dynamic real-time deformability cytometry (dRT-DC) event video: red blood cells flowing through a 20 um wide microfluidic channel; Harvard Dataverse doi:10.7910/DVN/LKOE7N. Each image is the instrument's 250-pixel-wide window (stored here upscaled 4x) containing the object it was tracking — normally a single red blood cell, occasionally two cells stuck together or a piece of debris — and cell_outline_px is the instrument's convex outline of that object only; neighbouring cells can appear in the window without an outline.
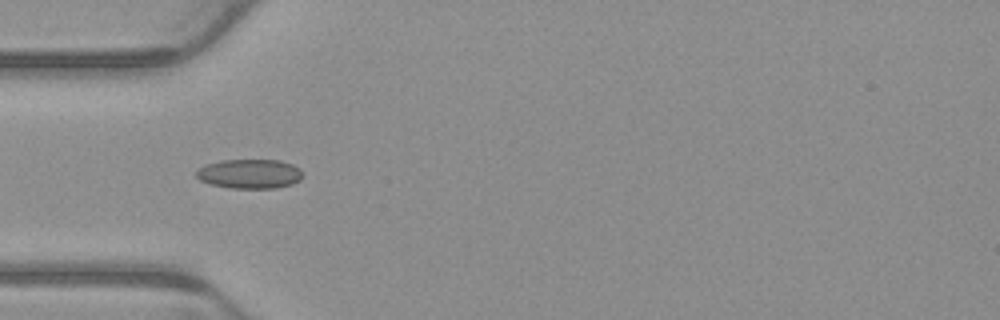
{"species": "common noctule bat (a hibernating species)", "species_latin": "Nyctalus noctula", "temperature_condition": "warm", "stored_images_in_passage": 7, "camera_frame_rate_fps": 3000, "um_per_image_px": 0.085, "animal": {"sex": "male", "body_mass_g": 23.1, "forearm_length_mm": 52.7}, "frame": {"image": 1, "passage_image": 5, "time_ms": 1.333, "image_size_px": [1000, 320], "cell_outline_px": [[304, 176], [300, 180], [292, 184], [276, 188], [232, 188], [212, 184], [200, 180], [196, 176], [196, 172], [204, 164], [220, 160], [280, 160], [292, 164], [300, 168], [304, 172]], "centroid_in_image_um": [21.26, 14.77], "position_along_channel_um": 63.7, "area_um2": 18.38}}
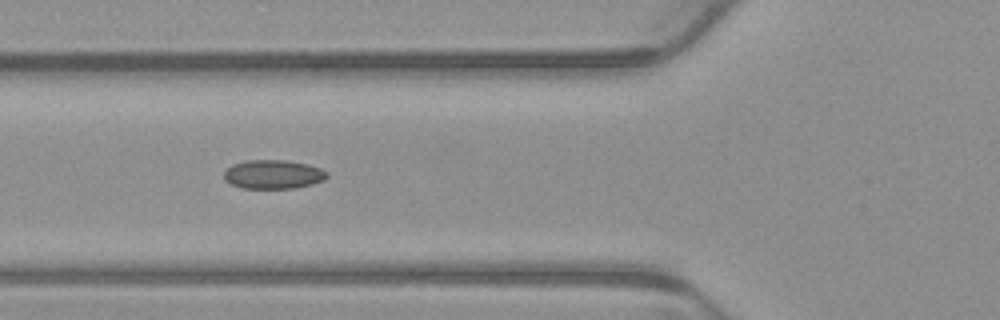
{"frame": {"image": 2, "passage_image": 6, "time_ms": 1.667, "image_size_px": [1000, 320], "cell_outline_px": [[328, 176], [324, 180], [312, 184], [296, 188], [240, 188], [224, 180], [224, 172], [232, 164], [244, 160], [288, 160], [308, 164], [320, 168], [328, 172]], "centroid_in_image_um": [23.23, 14.81], "position_along_channel_um": 102.6, "area_um2": 17.51}}
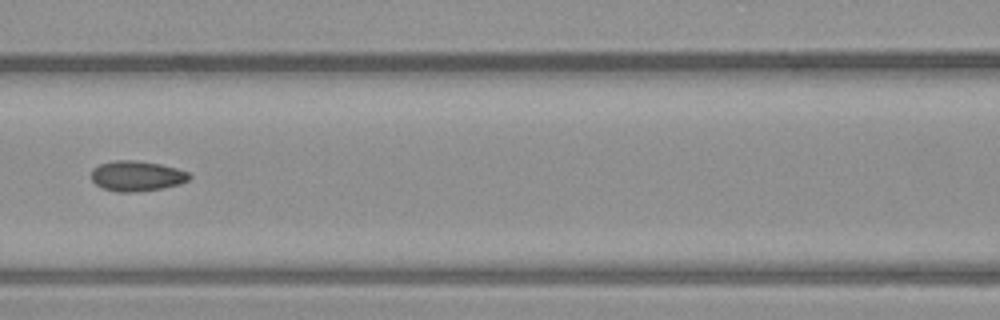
{"frame": {"image": 3, "passage_image": 7, "time_ms": 2.0, "image_size_px": [1000, 320], "cell_outline_px": [[192, 176], [188, 180], [180, 184], [160, 188], [136, 192], [116, 192], [104, 188], [96, 184], [92, 180], [92, 168], [100, 164], [112, 160], [136, 160], [160, 164], [176, 168], [188, 172]], "centroid_in_image_um": [11.62, 14.95], "position_along_channel_um": 155.0, "area_um2": 17.28}}